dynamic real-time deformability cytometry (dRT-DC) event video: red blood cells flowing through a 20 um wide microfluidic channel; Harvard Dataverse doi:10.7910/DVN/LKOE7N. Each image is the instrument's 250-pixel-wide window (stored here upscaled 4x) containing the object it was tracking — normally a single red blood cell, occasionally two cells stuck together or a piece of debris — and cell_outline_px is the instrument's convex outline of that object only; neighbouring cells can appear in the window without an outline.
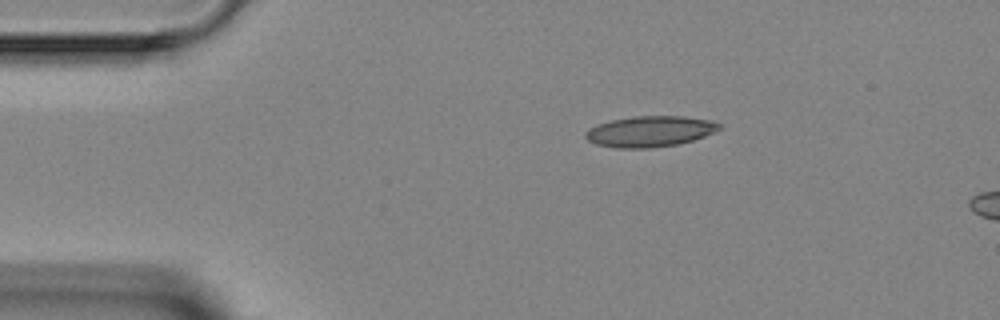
{"species": "Egyptian fruit bat (a non-hibernating species)", "species_latin": "Rousettus aegyptiacus", "temperature_condition": "room temperature", "stored_images_in_passage": 3, "camera_frame_rate_fps": 3000, "um_per_image_px": 0.085, "animal": {"sex": "female"}, "frame": {"image": 1, "passage_image": 3, "time_ms": 3.333, "image_size_px": [1000, 320], "cell_outline_px": [[720, 128], [704, 136], [692, 140], [676, 144], [652, 148], [616, 148], [596, 144], [588, 140], [584, 136], [584, 132], [588, 128], [596, 124], [612, 120], [632, 116], [684, 116], [712, 120], [720, 124]], "centroid_in_image_um": [55.19, 11.16], "position_along_channel_um": 29.8, "area_um2": 24.04}}